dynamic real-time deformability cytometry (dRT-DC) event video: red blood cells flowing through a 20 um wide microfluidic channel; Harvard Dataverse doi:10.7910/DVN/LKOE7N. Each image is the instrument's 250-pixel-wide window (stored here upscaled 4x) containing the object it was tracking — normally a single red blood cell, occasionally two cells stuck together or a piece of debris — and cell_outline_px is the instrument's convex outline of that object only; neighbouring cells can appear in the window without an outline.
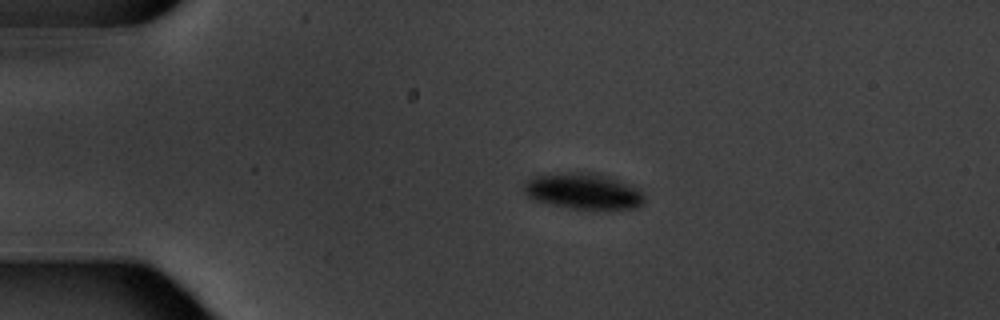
{"species": "common noctule bat (a hibernating species)", "species_latin": "Nyctalus noctula", "temperature_condition": "warm", "stored_images_in_passage": 9, "camera_frame_rate_fps": 3000, "um_per_image_px": 0.085, "animal": {"sex": "male", "body_mass_g": 20.1, "forearm_length_mm": 53.5}, "frame": {"image": 1, "passage_image": 3, "time_ms": 2.333, "image_size_px": [1000, 320], "cell_outline_px": [[644, 204], [636, 208], [572, 208], [532, 200], [524, 192], [524, 184], [532, 176], [556, 172], [600, 172], [640, 192], [644, 196]], "centroid_in_image_um": [49.5, 16.22], "position_along_channel_um": 35.5, "area_um2": 24.91}}
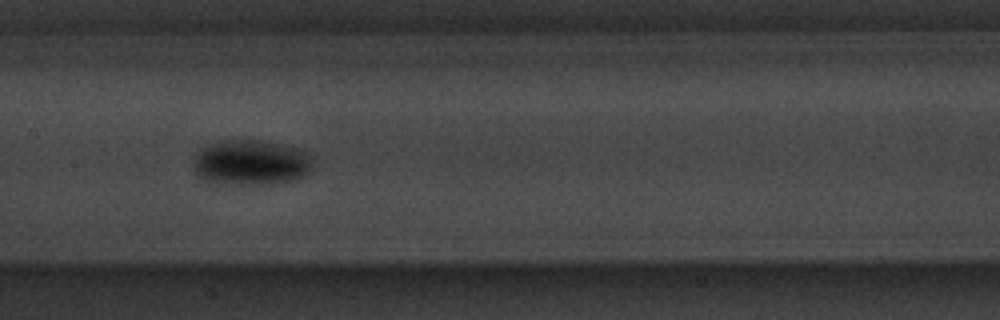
{"frame": {"image": 2, "passage_image": 8, "time_ms": 8.0, "image_size_px": [1000, 320], "cell_outline_px": [[312, 168], [304, 176], [296, 180], [272, 184], [208, 184], [196, 176], [196, 152], [212, 144], [228, 140], [256, 140], [296, 148], [304, 152], [308, 156]], "centroid_in_image_um": [21.3, 13.86], "position_along_channel_um": 186.1, "area_um2": 31.21}}